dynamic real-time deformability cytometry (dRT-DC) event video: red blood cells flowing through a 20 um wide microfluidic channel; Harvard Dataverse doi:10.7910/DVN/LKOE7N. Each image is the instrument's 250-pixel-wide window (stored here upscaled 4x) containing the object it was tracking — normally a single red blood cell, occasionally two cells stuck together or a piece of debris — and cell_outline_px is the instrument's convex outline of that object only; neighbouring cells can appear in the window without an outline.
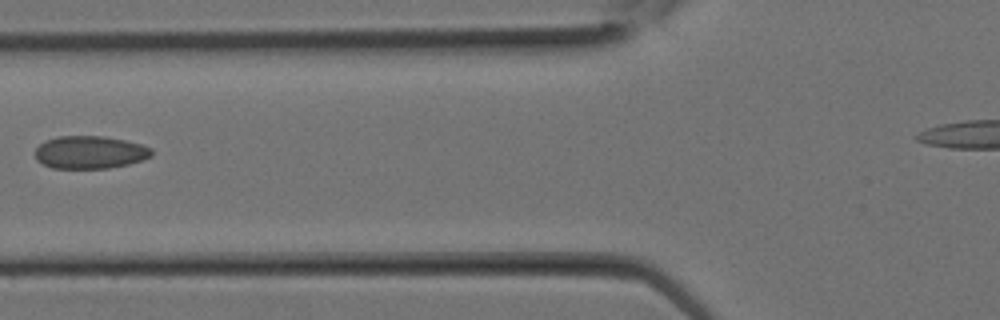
{"species": "Egyptian fruit bat (a non-hibernating species)", "species_latin": "Rousettus aegyptiacus", "temperature_condition": "room temperature", "stored_images_in_passage": 14, "camera_frame_rate_fps": 3000, "um_per_image_px": 0.085, "animal": {"sex": "female"}, "frame": {"image": 1, "passage_image": 10, "time_ms": 3.0, "image_size_px": [1000, 320], "cell_outline_px": [[152, 156], [128, 164], [108, 168], [52, 168], [36, 160], [36, 148], [44, 140], [60, 136], [104, 136], [124, 140], [140, 144], [152, 148]], "centroid_in_image_um": [7.63, 12.94], "position_along_channel_um": 118.2, "area_um2": 22.14}}
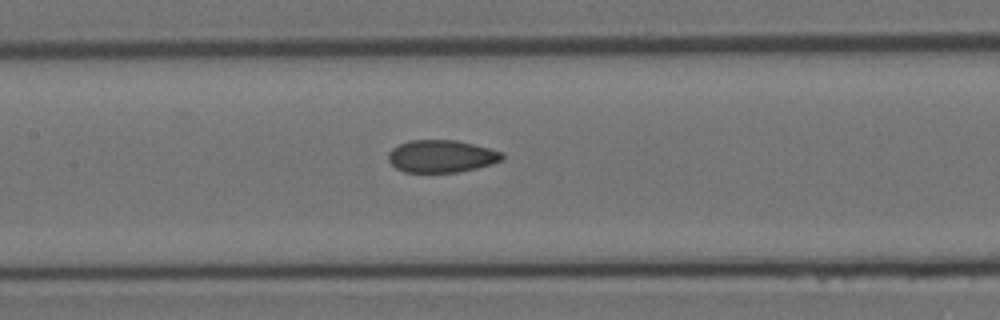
{"frame": {"image": 2, "passage_image": 12, "time_ms": 3.667, "image_size_px": [1000, 320], "cell_outline_px": [[504, 160], [492, 164], [460, 172], [404, 172], [396, 168], [388, 160], [388, 152], [392, 148], [408, 140], [456, 140], [504, 152]], "centroid_in_image_um": [37.53, 13.28], "position_along_channel_um": 169.9, "area_um2": 21.62}}
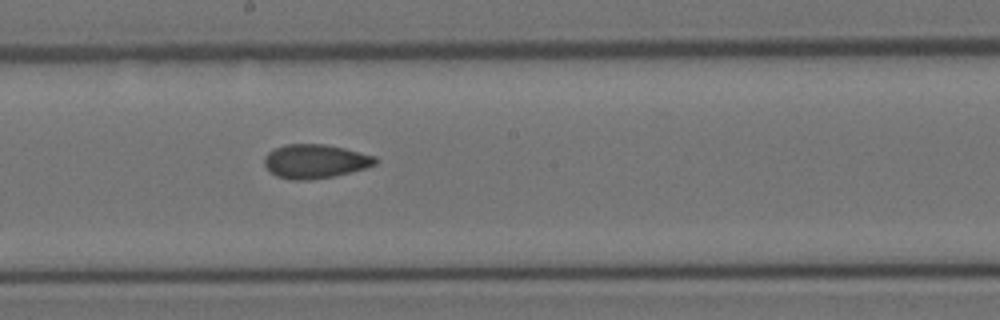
{"frame": {"image": 3, "passage_image": 14, "time_ms": 4.333, "image_size_px": [1000, 320], "cell_outline_px": [[376, 164], [364, 168], [332, 176], [308, 180], [288, 180], [276, 176], [264, 164], [264, 156], [268, 152], [284, 144], [324, 144], [344, 148], [376, 156]], "centroid_in_image_um": [26.75, 13.7], "position_along_channel_um": 221.4, "area_um2": 21.79}}